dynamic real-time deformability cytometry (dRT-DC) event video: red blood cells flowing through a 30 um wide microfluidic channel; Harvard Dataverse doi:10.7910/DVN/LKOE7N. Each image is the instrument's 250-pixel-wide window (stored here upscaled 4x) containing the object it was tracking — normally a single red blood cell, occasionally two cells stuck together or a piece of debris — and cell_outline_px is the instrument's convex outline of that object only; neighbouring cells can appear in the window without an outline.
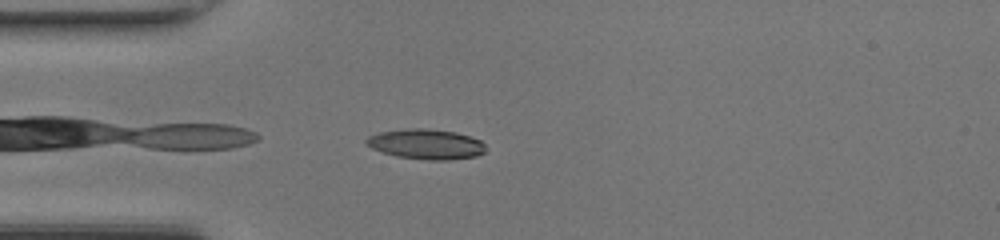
{"species": "common noctule bat (a hibernating species)", "species_latin": "Nyctalus noctula", "temperature_condition": "room temperature", "stored_images_in_passage": 36, "camera_frame_rate_fps": 3000, "um_per_image_px": 0.085, "animal": {"sex": "female", "body_mass_g": 17.0, "forearm_length_mm": 48.0}, "frame": {"image": 1, "passage_image": 1, "time_ms": 0.0, "image_size_px": [1000, 240], "cell_outline_px": [[484, 152], [476, 156], [448, 160], [428, 160], [396, 156], [372, 148], [364, 140], [368, 136], [380, 132], [408, 128], [428, 128], [456, 132], [480, 140], [484, 144]], "centroid_in_image_um": [36.21, 12.24], "position_along_channel_um": 48.8, "area_um2": 20.81}}
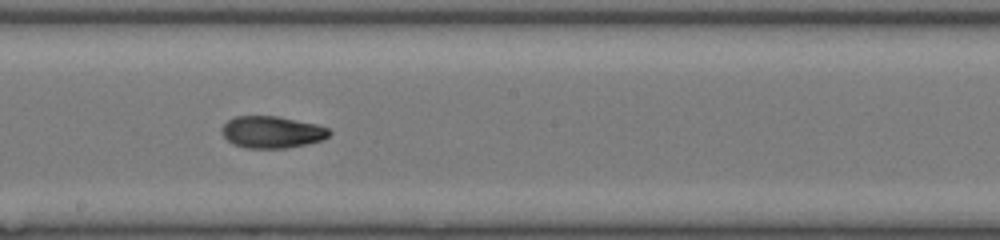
{"frame": {"image": 2, "passage_image": 14, "time_ms": 4.333, "image_size_px": [1000, 240], "cell_outline_px": [[332, 132], [324, 140], [308, 144], [288, 148], [244, 148], [232, 144], [224, 136], [220, 128], [228, 120], [236, 116], [276, 116], [316, 124], [328, 128]], "centroid_in_image_um": [23.12, 11.24], "position_along_channel_um": 225.1, "area_um2": 20.11}}
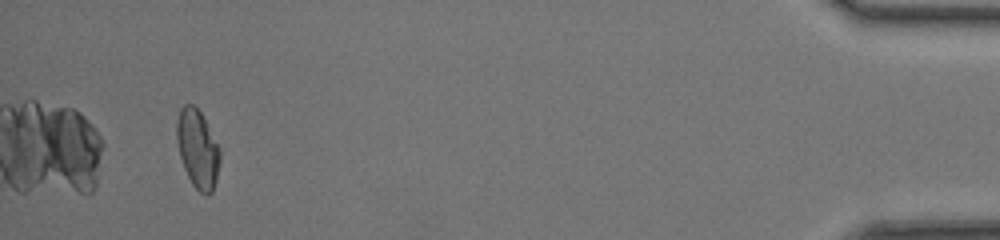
{"frame": {"image": 3, "passage_image": 33, "time_ms": 10.667, "image_size_px": [1000, 240], "cell_outline_px": [[220, 160], [216, 180], [212, 192], [208, 196], [200, 192], [192, 184], [184, 168], [180, 156], [176, 140], [176, 120], [180, 108], [184, 104], [192, 104], [200, 112], [220, 152]], "centroid_in_image_um": [16.76, 12.67], "position_along_channel_um": 418.4, "area_um2": 19.42}, "authors_computed_cell_mechanics": {"area_um2": 19.9988, "velocity_mm_per_s": 4.3374, "shape_relaxation_time_tau1_ms": 6.5975, "shape_relaxation_time_tau2_ms": 1.9057, "deformation_change_tau1": 0.2038, "deformation_change_tau2": 0.0721}}